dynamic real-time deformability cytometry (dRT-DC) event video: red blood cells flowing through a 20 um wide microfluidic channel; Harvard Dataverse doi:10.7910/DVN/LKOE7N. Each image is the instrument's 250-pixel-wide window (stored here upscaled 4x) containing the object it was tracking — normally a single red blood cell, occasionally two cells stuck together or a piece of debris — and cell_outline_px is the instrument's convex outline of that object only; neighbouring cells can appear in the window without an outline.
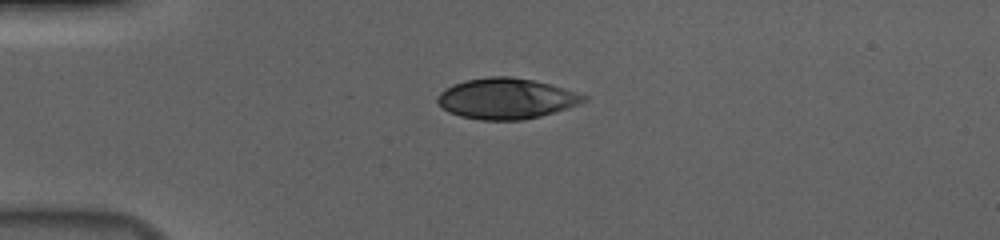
{"species": "human", "species_latin": "Homo sapiens", "temperature_condition": "cold", "stored_images_in_passage": 42, "camera_frame_rate_fps": 3000, "um_per_image_px": 0.085, "donor": {"sex": "male"}, "frame": {"image": 1, "passage_image": 1, "time_ms": 0.0, "image_size_px": [1000, 240], "cell_outline_px": [[588, 100], [580, 104], [568, 108], [540, 116], [524, 120], [480, 120], [460, 116], [448, 112], [436, 100], [436, 96], [444, 88], [452, 84], [464, 80], [488, 76], [512, 76], [532, 80], [548, 84], [588, 96]], "centroid_in_image_um": [43.0, 8.38], "position_along_channel_um": 42.0, "area_um2": 34.8}}
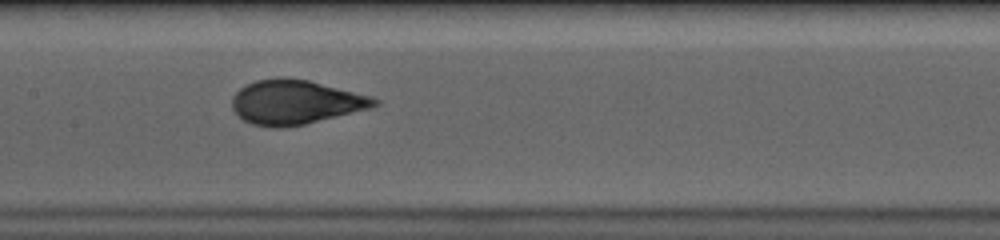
{"frame": {"image": 2, "passage_image": 15, "time_ms": 4.667, "image_size_px": [1000, 240], "cell_outline_px": [[380, 104], [372, 108], [304, 124], [280, 128], [272, 128], [252, 124], [244, 120], [232, 108], [232, 96], [240, 88], [256, 80], [276, 76], [284, 76], [308, 80], [372, 96], [380, 100]], "centroid_in_image_um": [25.13, 8.67], "position_along_channel_um": 182.3, "area_um2": 36.93}}
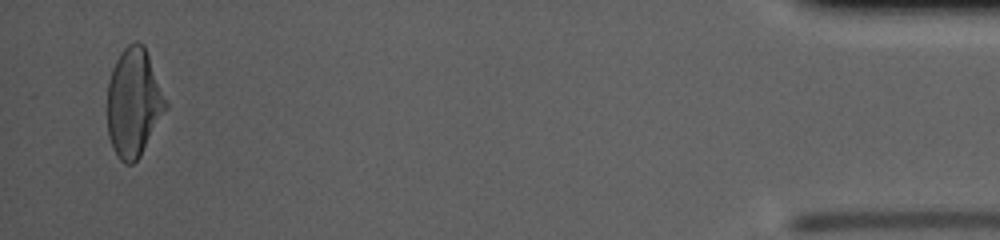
{"frame": {"image": 3, "passage_image": 41, "time_ms": 13.333, "image_size_px": [1000, 240], "cell_outline_px": [[168, 108], [140, 156], [132, 164], [124, 164], [120, 160], [112, 148], [108, 136], [108, 80], [112, 68], [120, 52], [128, 44], [136, 40], [144, 44], [168, 104]], "centroid_in_image_um": [11.36, 8.72], "position_along_channel_um": 423.8, "area_um2": 37.05}, "authors_computed_cell_mechanics": {"area_um2": 36.8764, "velocity_mm_per_s": 3.6894, "shape_relaxation_time_tau1_ms": 5.06, "shape_relaxation_time_tau2_ms": null, "deformation_change_tau1": 0.1989, "deformation_change_tau2": null}}